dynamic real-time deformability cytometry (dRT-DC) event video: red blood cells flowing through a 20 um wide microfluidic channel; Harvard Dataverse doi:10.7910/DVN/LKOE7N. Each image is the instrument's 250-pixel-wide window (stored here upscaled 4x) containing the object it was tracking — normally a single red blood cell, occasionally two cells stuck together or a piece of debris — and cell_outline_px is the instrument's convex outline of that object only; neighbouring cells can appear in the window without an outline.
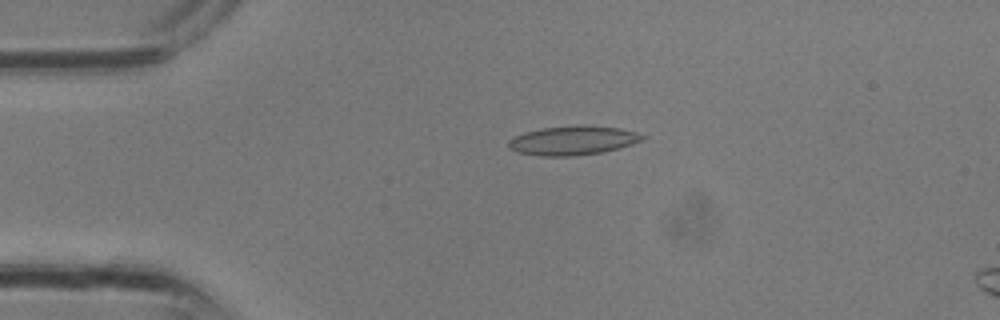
{"species": "common noctule bat (a hibernating species)", "species_latin": "Nyctalus noctula", "temperature_condition": "room temperature", "stored_images_in_passage": 25, "camera_frame_rate_fps": 3000, "um_per_image_px": 0.085, "animal": {"sex": "male", "body_mass_g": 13.3}, "frame": {"image": 1, "passage_image": 1, "time_ms": 0.0, "image_size_px": [1000, 320], "cell_outline_px": [[648, 136], [644, 140], [632, 144], [604, 152], [572, 156], [540, 156], [520, 152], [508, 148], [508, 140], [516, 136], [540, 128], [576, 124], [584, 124], [620, 128], [636, 132]], "centroid_in_image_um": [48.75, 11.92], "position_along_channel_um": 36.3, "area_um2": 22.95}}
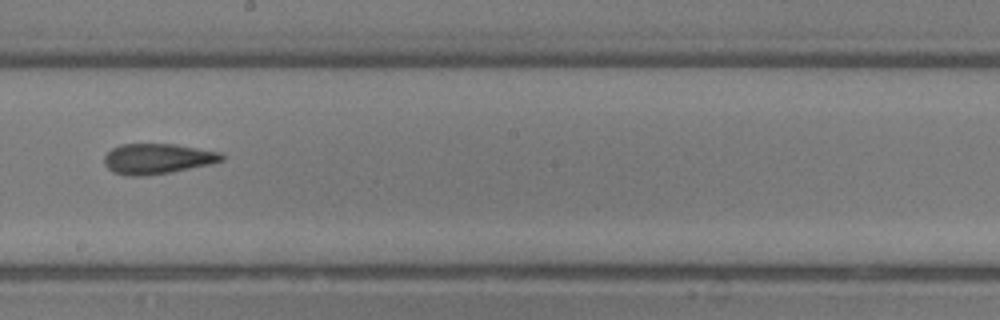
{"frame": {"image": 2, "passage_image": 12, "time_ms": 3.667, "image_size_px": [1000, 320], "cell_outline_px": [[224, 160], [208, 164], [168, 172], [144, 176], [124, 176], [112, 172], [104, 164], [104, 156], [112, 148], [120, 144], [176, 144], [220, 152], [224, 156]], "centroid_in_image_um": [13.33, 13.49], "position_along_channel_um": 234.9, "area_um2": 20.69}}
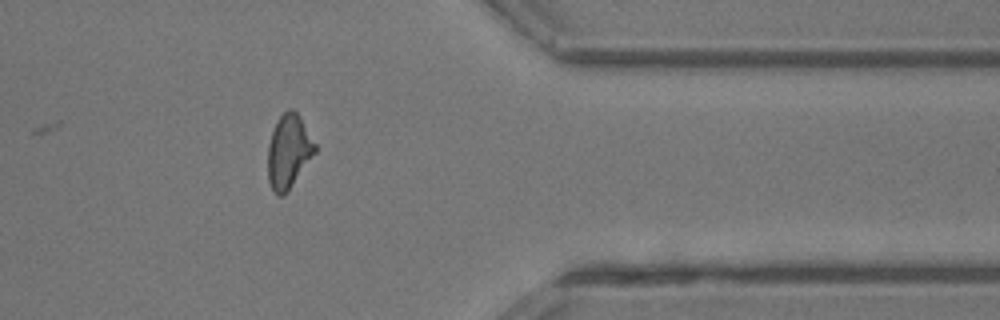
{"frame": {"image": 3, "passage_image": 20, "time_ms": 6.333, "image_size_px": [1000, 320], "cell_outline_px": [[316, 152], [288, 192], [280, 196], [276, 196], [268, 180], [268, 144], [272, 132], [280, 116], [288, 108], [292, 108], [296, 112], [316, 144]], "centroid_in_image_um": [24.53, 12.91], "position_along_channel_um": 386.9, "area_um2": 20.11}}